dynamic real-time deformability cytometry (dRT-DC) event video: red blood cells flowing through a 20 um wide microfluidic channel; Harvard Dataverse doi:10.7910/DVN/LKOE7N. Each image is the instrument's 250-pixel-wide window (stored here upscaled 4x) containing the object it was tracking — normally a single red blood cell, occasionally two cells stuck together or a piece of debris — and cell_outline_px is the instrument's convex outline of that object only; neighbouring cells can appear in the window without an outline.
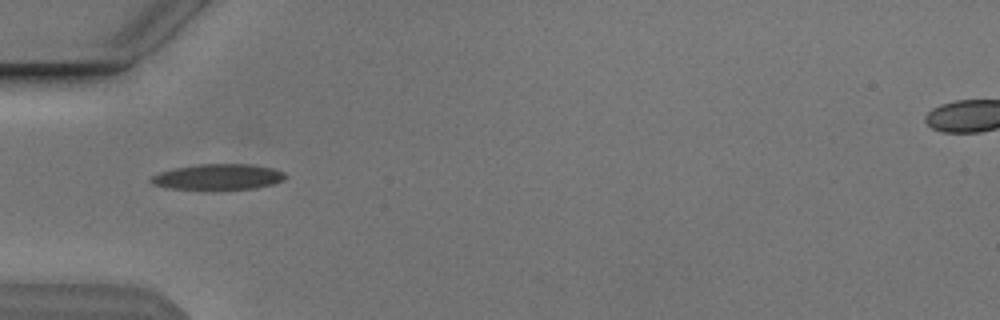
{"species": "Egyptian fruit bat (a non-hibernating species)", "species_latin": "Rousettus aegyptiacus", "temperature_condition": "cold", "stored_images_in_passage": 15, "camera_frame_rate_fps": 3000, "um_per_image_px": 0.085, "animal": {"sex": "male"}, "frame": {"image": 1, "passage_image": 1, "time_ms": 0.0, "image_size_px": [1000, 320], "cell_outline_px": [[288, 176], [284, 180], [272, 184], [256, 188], [168, 188], [152, 184], [148, 180], [152, 176], [160, 172], [176, 168], [200, 164], [252, 164], [272, 168], [284, 172]], "centroid_in_image_um": [18.57, 15.01], "position_along_channel_um": 66.4, "area_um2": 19.71}}
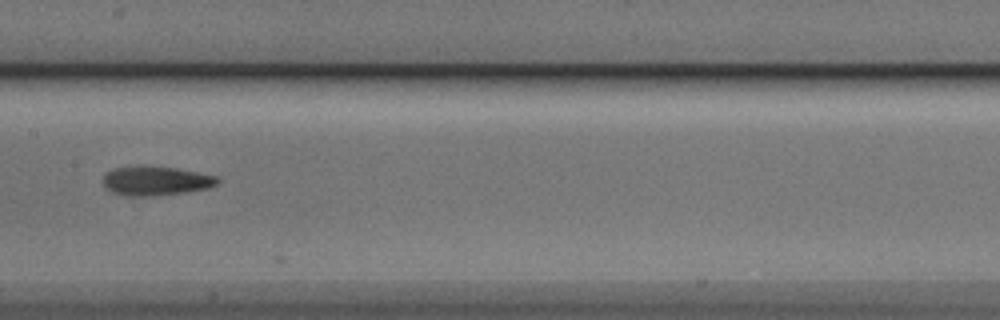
{"frame": {"image": 2, "passage_image": 11, "time_ms": 3.333, "image_size_px": [1000, 320], "cell_outline_px": [[220, 180], [216, 184], [208, 188], [184, 192], [152, 196], [120, 196], [104, 188], [104, 176], [108, 172], [116, 168], [176, 168], [216, 176]], "centroid_in_image_um": [13.24, 15.42], "position_along_channel_um": 194.2, "area_um2": 18.79}}
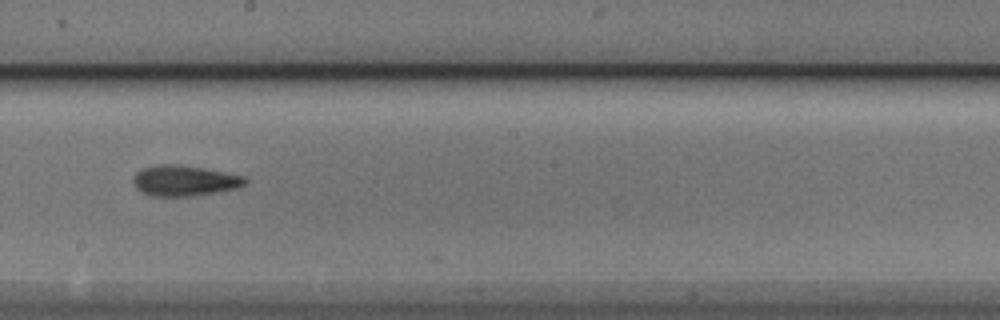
{"frame": {"image": 3, "passage_image": 14, "time_ms": 4.333, "image_size_px": [1000, 320], "cell_outline_px": [[248, 180], [244, 184], [236, 188], [216, 192], [192, 196], [148, 196], [136, 188], [132, 180], [136, 172], [144, 168], [160, 164], [176, 164], [204, 168], [244, 176]], "centroid_in_image_um": [15.65, 15.36], "position_along_channel_um": 232.6, "area_um2": 19.88}}